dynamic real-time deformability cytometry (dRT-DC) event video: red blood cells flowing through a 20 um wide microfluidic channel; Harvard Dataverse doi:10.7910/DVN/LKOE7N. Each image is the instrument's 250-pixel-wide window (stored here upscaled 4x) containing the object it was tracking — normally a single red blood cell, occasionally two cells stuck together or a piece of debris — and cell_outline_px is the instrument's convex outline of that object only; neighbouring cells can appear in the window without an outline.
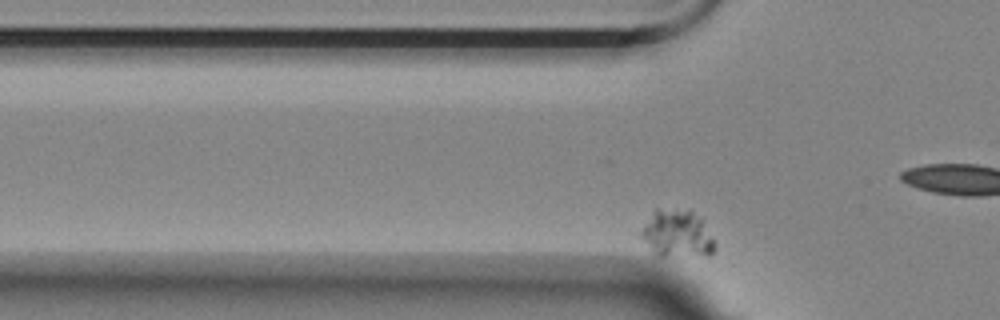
{"species": "Egyptian fruit bat (a non-hibernating species)", "species_latin": "Rousettus aegyptiacus", "temperature_condition": "room temperature", "stored_images_in_passage": 56, "camera_frame_rate_fps": 3000, "um_per_image_px": 0.085, "animal": {"sex": "female"}, "frame": {"image": 1, "passage_image": 10, "time_ms": 3.0, "image_size_px": [1000, 320], "cell_outline_px": [[716, 248], [708, 256], [656, 256], [632, 232], [656, 208], [688, 208], [704, 216], [716, 244]], "centroid_in_image_um": [57.48, 19.82], "position_along_channel_um": 68.3, "area_um2": 22.37}}
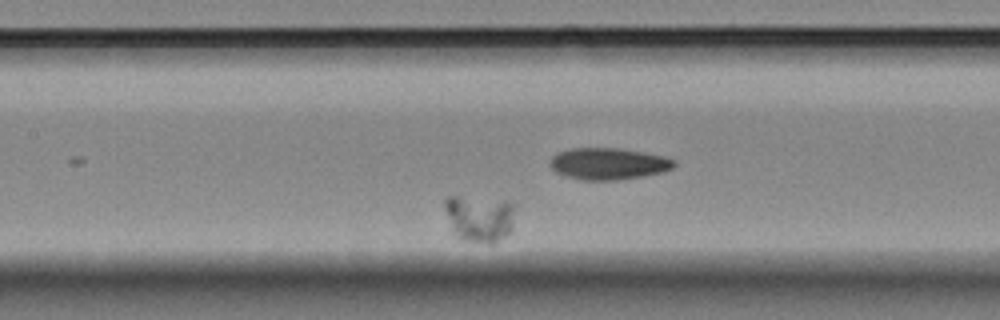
{"frame": {"image": 2, "passage_image": 21, "time_ms": 6.667, "image_size_px": [1000, 320], "cell_outline_px": [[512, 228], [504, 236], [492, 244], [488, 244], [468, 240], [452, 232], [444, 208], [444, 200], [448, 196], [456, 196], [512, 204]], "centroid_in_image_um": [40.68, 18.59], "position_along_channel_um": 166.7, "area_um2": 18.26}}
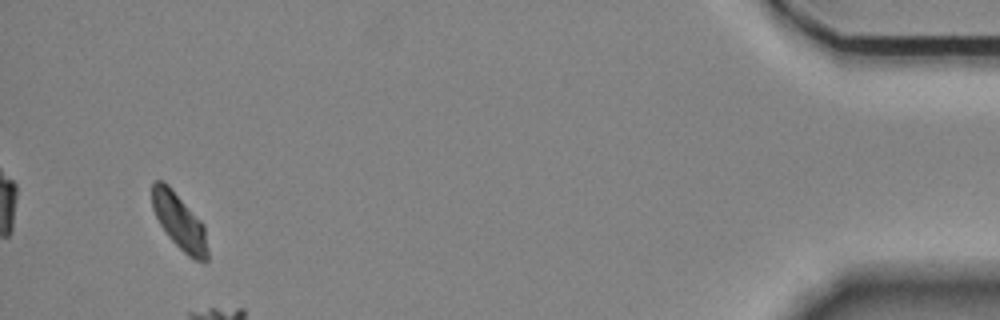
{"frame": {"image": 3, "passage_image": 54, "time_ms": 17.667, "image_size_px": [1000, 320], "cell_outline_px": [[208, 260], [204, 264], [188, 256], [168, 236], [160, 224], [152, 208], [152, 180], [164, 180], [172, 188], [204, 224], [208, 248]], "centroid_in_image_um": [15.26, 18.83], "position_along_channel_um": 419.9, "area_um2": 18.26}}